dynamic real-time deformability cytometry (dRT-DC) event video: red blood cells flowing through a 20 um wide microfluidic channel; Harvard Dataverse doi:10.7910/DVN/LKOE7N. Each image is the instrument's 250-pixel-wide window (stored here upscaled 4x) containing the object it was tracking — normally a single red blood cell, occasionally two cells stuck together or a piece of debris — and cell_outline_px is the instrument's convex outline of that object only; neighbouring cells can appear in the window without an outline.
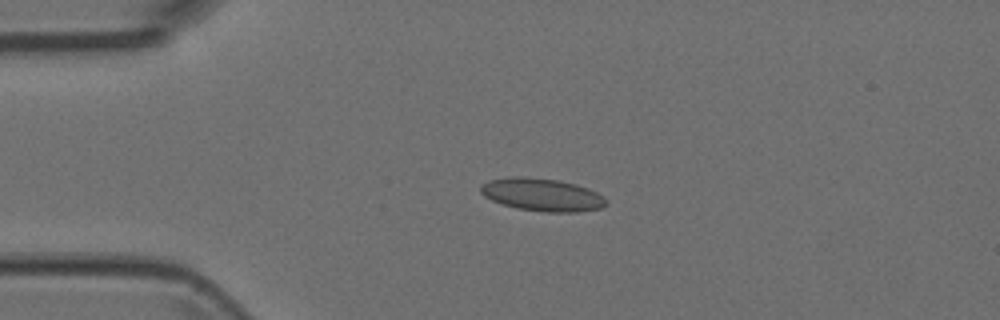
{"species": "Egyptian fruit bat (a non-hibernating species)", "species_latin": "Rousettus aegyptiacus", "temperature_condition": "room temperature", "stored_images_in_passage": 9, "camera_frame_rate_fps": 3000, "um_per_image_px": 0.085, "animal": {"sex": "female"}, "frame": {"image": 1, "passage_image": 4, "time_ms": 1.0, "image_size_px": [1000, 320], "cell_outline_px": [[608, 204], [600, 208], [576, 212], [548, 212], [516, 208], [492, 200], [484, 196], [480, 192], [480, 184], [488, 180], [512, 176], [524, 176], [556, 180], [576, 184], [588, 188], [604, 196], [608, 200]], "centroid_in_image_um": [46.07, 16.54], "position_along_channel_um": 38.9, "area_um2": 24.04}}
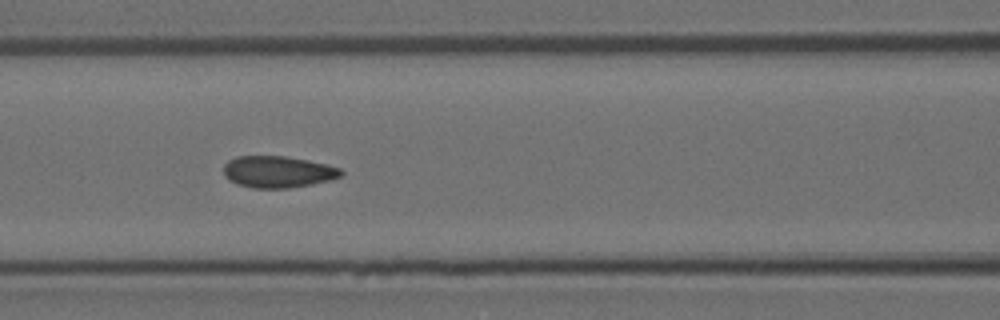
{"frame": {"image": 2, "passage_image": 7, "time_ms": 2.0, "image_size_px": [1000, 320], "cell_outline_px": [[344, 176], [332, 180], [312, 184], [288, 188], [252, 188], [236, 184], [228, 180], [224, 176], [224, 164], [228, 160], [236, 156], [284, 156], [308, 160], [328, 164], [340, 168], [344, 172]], "centroid_in_image_um": [23.64, 14.61], "position_along_channel_um": 143.0, "area_um2": 22.02}}
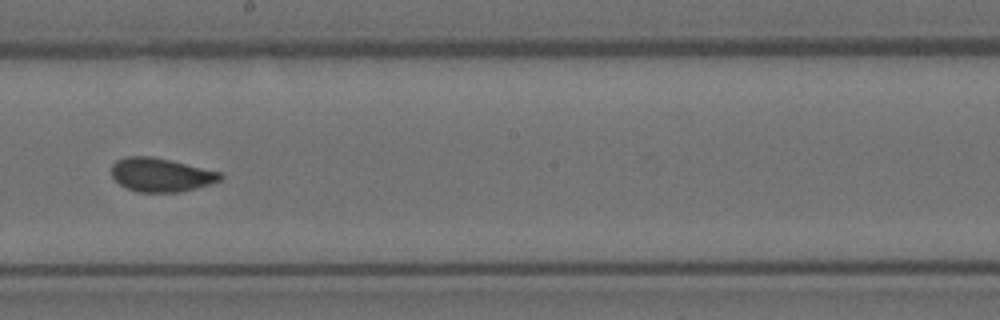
{"frame": {"image": 3, "passage_image": 9, "time_ms": 2.667, "image_size_px": [1000, 320], "cell_outline_px": [[224, 176], [220, 180], [212, 184], [180, 192], [136, 192], [120, 184], [112, 176], [112, 164], [116, 160], [124, 156], [152, 156], [220, 172]], "centroid_in_image_um": [13.67, 14.86], "position_along_channel_um": 234.5, "area_um2": 21.33}}